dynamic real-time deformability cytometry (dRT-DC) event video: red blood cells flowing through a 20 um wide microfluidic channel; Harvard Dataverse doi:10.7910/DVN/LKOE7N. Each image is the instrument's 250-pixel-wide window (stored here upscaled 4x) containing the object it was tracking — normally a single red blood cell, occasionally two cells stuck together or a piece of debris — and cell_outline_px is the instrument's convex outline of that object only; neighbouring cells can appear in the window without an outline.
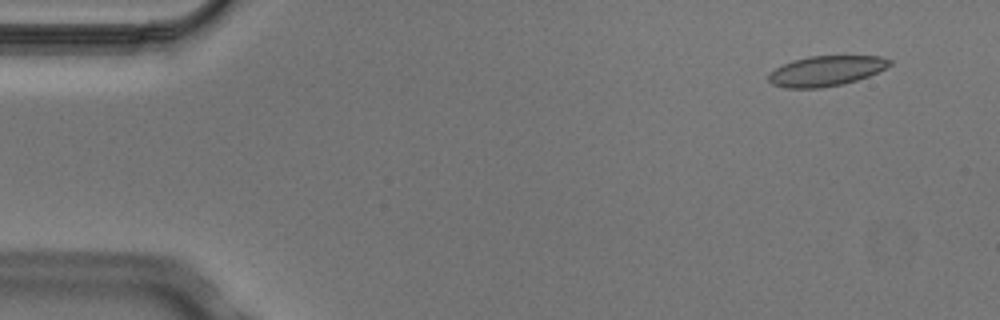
{"species": "Egyptian fruit bat (a non-hibernating species)", "species_latin": "Rousettus aegyptiacus", "temperature_condition": "cold", "stored_images_in_passage": 4, "camera_frame_rate_fps": 3000, "um_per_image_px": 0.085, "animal": {"sex": "male"}, "frame": {"image": 1, "passage_image": 1, "time_ms": 0.0, "image_size_px": [1000, 320], "cell_outline_px": [[892, 64], [868, 76], [844, 84], [820, 88], [784, 88], [772, 84], [768, 80], [768, 76], [776, 68], [792, 60], [808, 56], [880, 56], [892, 60]], "centroid_in_image_um": [70.2, 6.03], "position_along_channel_um": 14.8, "area_um2": 21.21}}
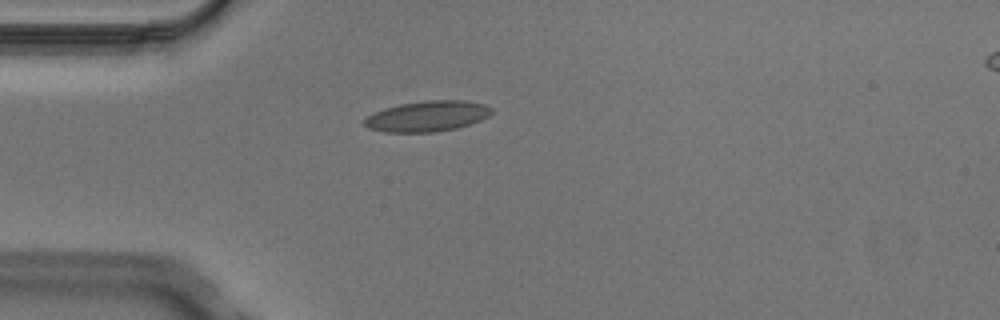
{"frame": {"image": 2, "passage_image": 3, "time_ms": 0.667, "image_size_px": [1000, 320], "cell_outline_px": [[492, 112], [488, 116], [480, 120], [456, 128], [436, 132], [384, 132], [368, 128], [364, 124], [364, 120], [372, 112], [384, 108], [400, 104], [428, 100], [464, 100], [484, 104], [492, 108]], "centroid_in_image_um": [36.3, 9.87], "position_along_channel_um": 48.7, "area_um2": 22.66}}